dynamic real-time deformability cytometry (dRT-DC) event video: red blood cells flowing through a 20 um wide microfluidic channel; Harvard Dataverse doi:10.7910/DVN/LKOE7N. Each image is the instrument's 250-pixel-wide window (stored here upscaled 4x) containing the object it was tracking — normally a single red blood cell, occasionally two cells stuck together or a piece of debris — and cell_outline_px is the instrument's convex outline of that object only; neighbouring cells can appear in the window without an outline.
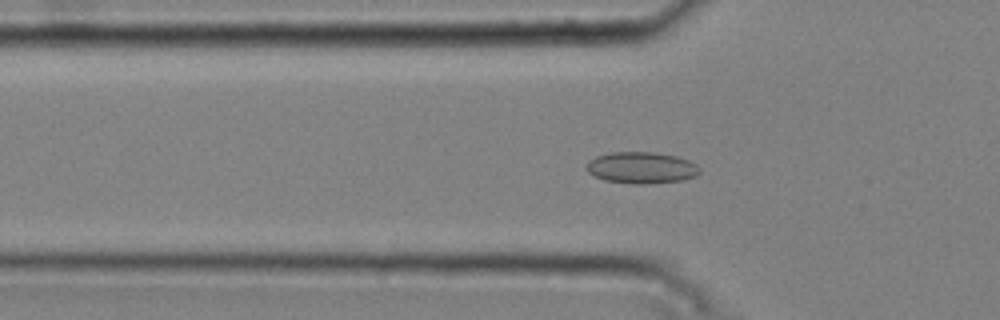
{"species": "common noctule bat (a hibernating species)", "species_latin": "Nyctalus noctula", "temperature_condition": "cold", "stored_images_in_passage": 51, "camera_frame_rate_fps": 3000, "um_per_image_px": 0.085, "animal": {"sex": "male", "body_mass_g": 20.4}, "frame": {"image": 1, "passage_image": 17, "time_ms": 5.333, "image_size_px": [1000, 320], "cell_outline_px": [[700, 172], [696, 176], [684, 180], [648, 184], [632, 184], [604, 180], [588, 172], [584, 168], [588, 160], [596, 156], [612, 152], [656, 152], [676, 156], [688, 160], [696, 164], [700, 168]], "centroid_in_image_um": [54.52, 14.26], "position_along_channel_um": 71.3, "area_um2": 21.04}}
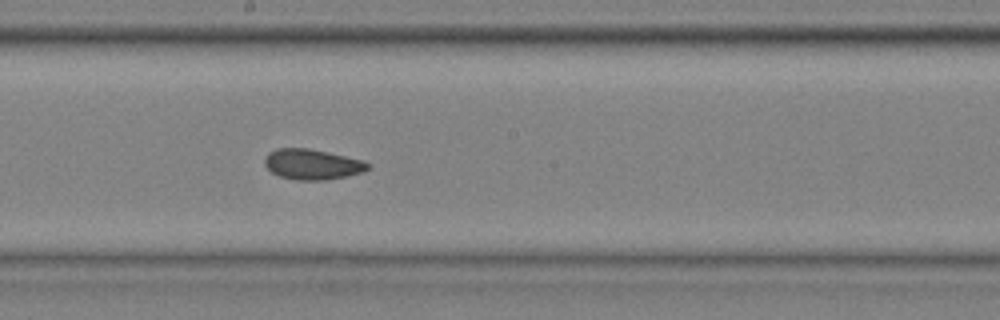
{"frame": {"image": 2, "passage_image": 29, "time_ms": 9.333, "image_size_px": [1000, 320], "cell_outline_px": [[372, 168], [364, 172], [348, 176], [324, 180], [296, 180], [280, 176], [272, 172], [264, 164], [264, 160], [268, 152], [276, 148], [308, 148], [328, 152], [364, 160], [372, 164]], "centroid_in_image_um": [26.6, 13.96], "position_along_channel_um": 221.6, "area_um2": 18.55}}
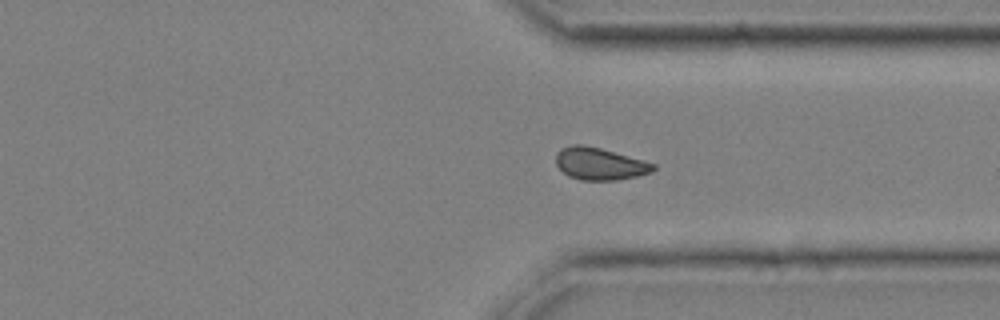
{"frame": {"image": 3, "passage_image": 40, "time_ms": 13.0, "image_size_px": [1000, 320], "cell_outline_px": [[656, 168], [652, 172], [636, 176], [616, 180], [580, 180], [568, 176], [556, 164], [556, 152], [560, 148], [572, 144], [584, 144], [600, 148], [644, 160], [656, 164]], "centroid_in_image_um": [50.96, 13.91], "position_along_channel_um": 360.4, "area_um2": 18.38}, "authors_computed_cell_mechanics": {"area_um2": 18.5538, "velocity_mm_per_s": 3.7612, "shape_relaxation_time_tau1_ms": null, "shape_relaxation_time_tau2_ms": 2.3045, "deformation_change_tau1": null, "deformation_change_tau2": 0.073}}